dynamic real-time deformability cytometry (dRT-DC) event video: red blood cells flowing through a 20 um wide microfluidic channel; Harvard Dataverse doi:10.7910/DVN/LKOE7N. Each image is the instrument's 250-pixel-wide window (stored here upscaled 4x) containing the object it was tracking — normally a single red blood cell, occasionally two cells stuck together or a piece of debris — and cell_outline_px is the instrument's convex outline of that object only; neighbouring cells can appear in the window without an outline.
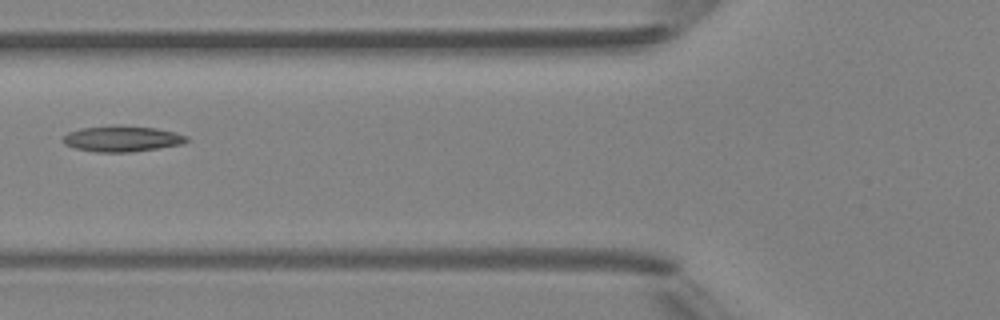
{"species": "Egyptian fruit bat (a non-hibernating species)", "species_latin": "Rousettus aegyptiacus", "temperature_condition": "room temperature", "stored_images_in_passage": 7, "camera_frame_rate_fps": 3000, "um_per_image_px": 0.085, "animal": {"sex": "female"}, "frame": {"image": 1, "passage_image": 6, "time_ms": 6.667, "image_size_px": [1000, 320], "cell_outline_px": [[188, 140], [180, 144], [132, 152], [96, 152], [76, 148], [64, 144], [60, 140], [68, 132], [80, 128], [112, 124], [120, 124], [156, 128], [176, 132], [188, 136]], "centroid_in_image_um": [10.33, 11.77], "position_along_channel_um": 115.5, "area_um2": 18.9}}
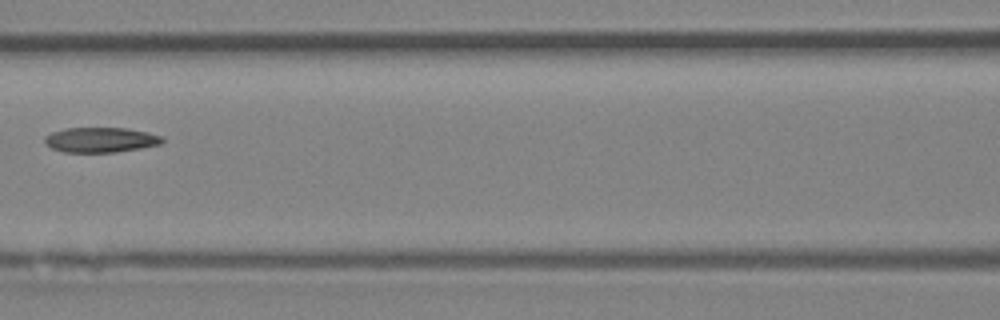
{"frame": {"image": 2, "passage_image": 7, "time_ms": 7.667, "image_size_px": [1000, 320], "cell_outline_px": [[164, 140], [160, 144], [140, 148], [116, 152], [64, 152], [52, 148], [44, 144], [44, 136], [52, 132], [64, 128], [128, 128], [148, 132], [164, 136]], "centroid_in_image_um": [8.55, 11.88], "position_along_channel_um": 158.1, "area_um2": 17.28}}